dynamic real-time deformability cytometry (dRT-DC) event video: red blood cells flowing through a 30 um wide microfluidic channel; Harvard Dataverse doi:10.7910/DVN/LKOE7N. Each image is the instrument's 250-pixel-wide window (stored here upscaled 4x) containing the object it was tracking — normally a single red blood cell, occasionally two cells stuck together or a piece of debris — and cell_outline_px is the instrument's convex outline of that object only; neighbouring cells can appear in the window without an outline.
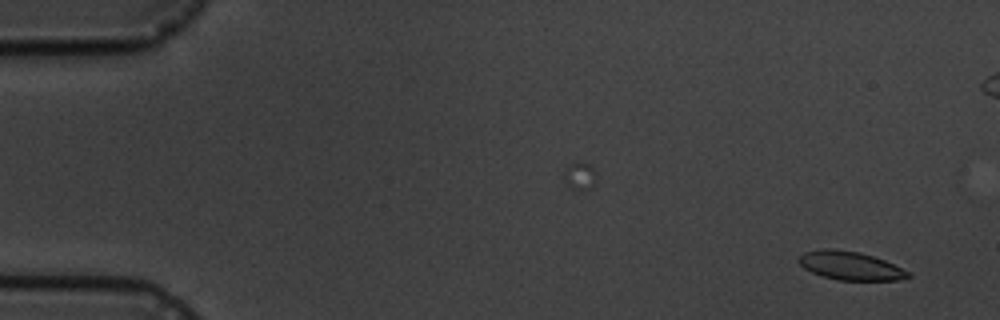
{"species": "common noctule bat (a hibernating species)", "species_latin": "Nyctalus noctula", "temperature_condition": "cold", "stored_images_in_passage": 6, "camera_frame_rate_fps": 3000, "um_per_image_px": 0.085, "animal": {"sex": "male", "body_mass_g": 19.5, "forearm_length_mm": 54.6}, "frame": {"image": 1, "passage_image": 1, "time_ms": 0.0, "image_size_px": [1000, 320], "cell_outline_px": [[912, 276], [900, 280], [836, 280], [812, 272], [804, 268], [796, 260], [804, 252], [828, 248], [832, 248], [860, 252], [884, 260], [908, 272]], "centroid_in_image_um": [72.25, 22.58], "position_along_channel_um": 12.8, "area_um2": 17.98}}
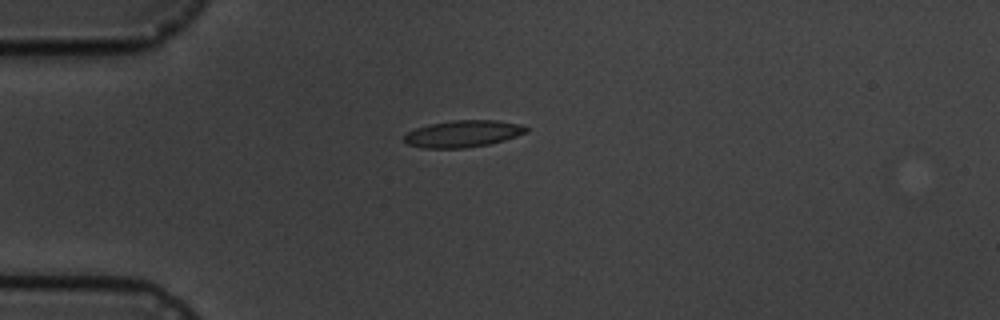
{"frame": {"image": 2, "passage_image": 6, "time_ms": 6.667, "image_size_px": [1000, 320], "cell_outline_px": [[528, 132], [504, 140], [488, 144], [464, 148], [420, 148], [408, 144], [404, 140], [404, 136], [408, 132], [416, 128], [432, 124], [452, 120], [496, 120], [520, 124], [528, 128]], "centroid_in_image_um": [39.36, 11.37], "position_along_channel_um": 45.6, "area_um2": 18.96}}